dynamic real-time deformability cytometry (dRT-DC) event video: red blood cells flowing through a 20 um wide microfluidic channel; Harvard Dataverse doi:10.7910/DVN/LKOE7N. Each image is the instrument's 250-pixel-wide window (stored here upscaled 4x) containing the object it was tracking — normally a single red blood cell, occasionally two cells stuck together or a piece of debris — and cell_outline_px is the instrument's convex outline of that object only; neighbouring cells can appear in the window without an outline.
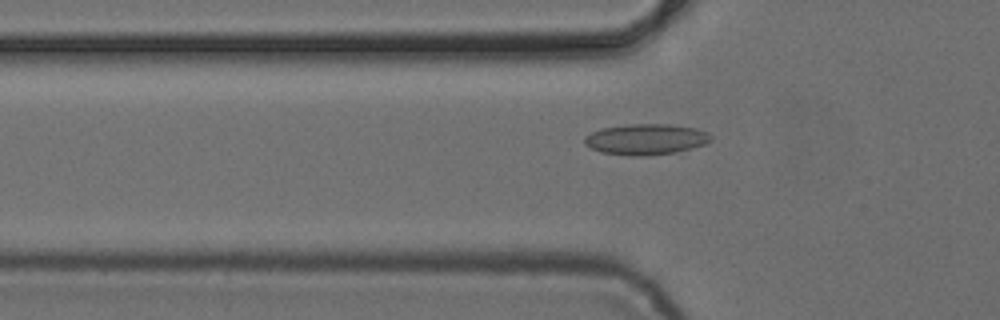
{"species": "common noctule bat (a hibernating species)", "species_latin": "Nyctalus noctula", "temperature_condition": "cold", "stored_images_in_passage": 52, "camera_frame_rate_fps": 3000, "um_per_image_px": 0.085, "animal": {"sex": "female", "body_mass_g": 24.6, "forearm_length_mm": 56.2}, "frame": {"image": 1, "passage_image": 18, "time_ms": 5.667, "image_size_px": [1000, 320], "cell_outline_px": [[712, 140], [704, 144], [692, 148], [676, 152], [644, 156], [628, 156], [600, 152], [584, 144], [584, 136], [600, 128], [628, 124], [668, 124], [696, 128], [708, 132], [712, 136]], "centroid_in_image_um": [54.89, 11.84], "position_along_channel_um": 70.9, "area_um2": 22.89}}
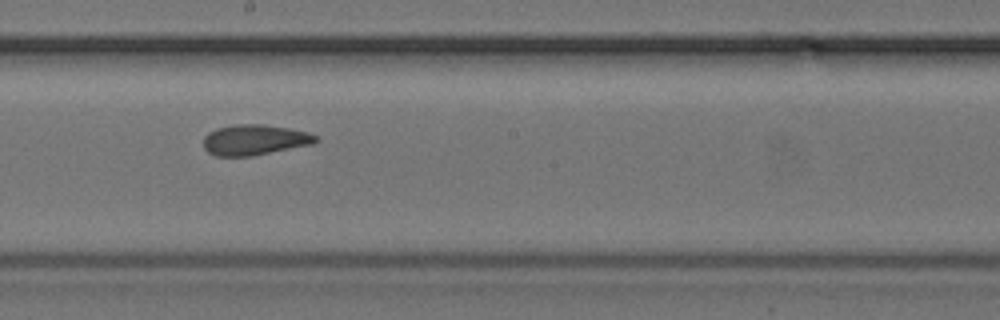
{"frame": {"image": 2, "passage_image": 30, "time_ms": 9.667, "image_size_px": [1000, 320], "cell_outline_px": [[320, 140], [312, 144], [252, 156], [216, 156], [208, 152], [204, 148], [204, 136], [208, 132], [216, 128], [236, 124], [264, 124], [288, 128], [308, 132], [320, 136]], "centroid_in_image_um": [21.66, 11.88], "position_along_channel_um": 226.5, "area_um2": 20.11}}
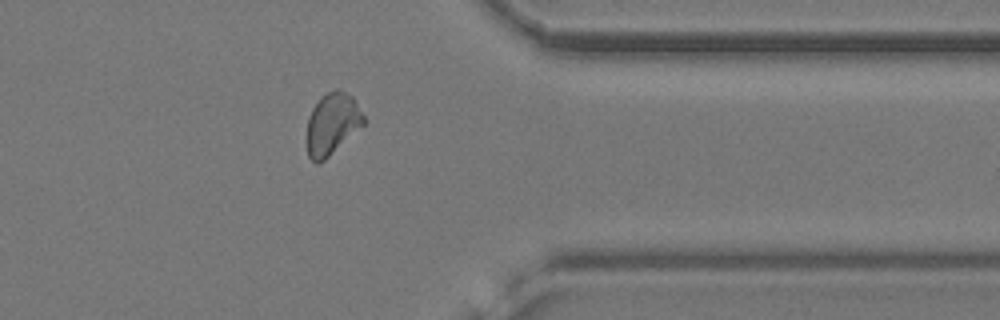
{"frame": {"image": 3, "passage_image": 43, "time_ms": 14.0, "image_size_px": [1000, 320], "cell_outline_px": [[364, 124], [324, 160], [316, 164], [308, 156], [308, 116], [312, 108], [320, 96], [336, 88], [352, 96], [364, 116]], "centroid_in_image_um": [28.22, 10.5], "position_along_channel_um": 383.2, "area_um2": 20.06}, "authors_computed_cell_mechanics": {"area_um2": 20.3167, "velocity_mm_per_s": 3.8677, "shape_relaxation_time_tau1_ms": 4.9838, "shape_relaxation_time_tau2_ms": 1.8792, "deformation_change_tau1": 0.0893, "deformation_change_tau2": 0.05}}